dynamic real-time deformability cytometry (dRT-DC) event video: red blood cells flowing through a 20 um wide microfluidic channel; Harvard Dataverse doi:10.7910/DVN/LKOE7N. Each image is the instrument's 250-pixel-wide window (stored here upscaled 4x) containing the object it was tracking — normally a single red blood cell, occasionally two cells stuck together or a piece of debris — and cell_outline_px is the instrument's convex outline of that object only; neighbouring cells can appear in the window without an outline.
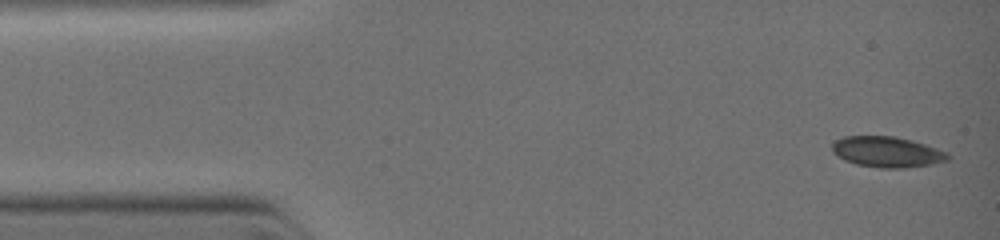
{"species": "common noctule bat (a hibernating species)", "species_latin": "Nyctalus noctula", "temperature_condition": "warm", "stored_images_in_passage": 27, "camera_frame_rate_fps": 3000, "um_per_image_px": 0.085, "animal": {"sex": "female", "body_mass_g": 19.0, "forearm_length_mm": 51.5}, "frame": {"image": 1, "passage_image": 1, "time_ms": 0.0, "image_size_px": [1000, 240], "cell_outline_px": [[952, 156], [948, 160], [928, 164], [904, 168], [880, 168], [856, 164], [844, 160], [836, 156], [832, 152], [832, 144], [836, 140], [844, 136], [896, 136], [912, 140], [948, 152]], "centroid_in_image_um": [75.38, 12.91], "position_along_channel_um": 9.6, "area_um2": 20.75}}
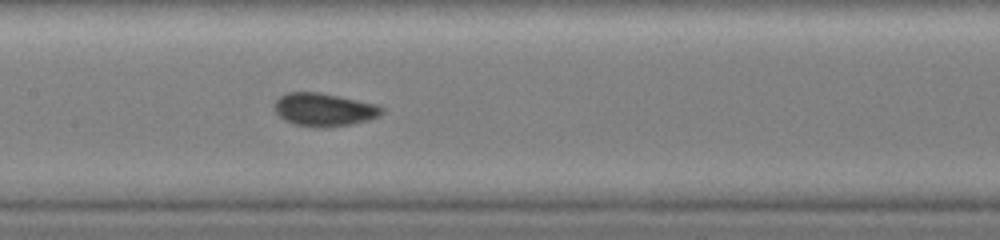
{"frame": {"image": 2, "passage_image": 13, "time_ms": 5.0, "image_size_px": [1000, 240], "cell_outline_px": [[384, 108], [376, 116], [368, 120], [348, 124], [324, 128], [320, 128], [296, 124], [284, 120], [276, 112], [272, 104], [280, 96], [288, 92], [320, 92], [376, 104]], "centroid_in_image_um": [27.48, 9.31], "position_along_channel_um": 179.9, "area_um2": 20.46}}
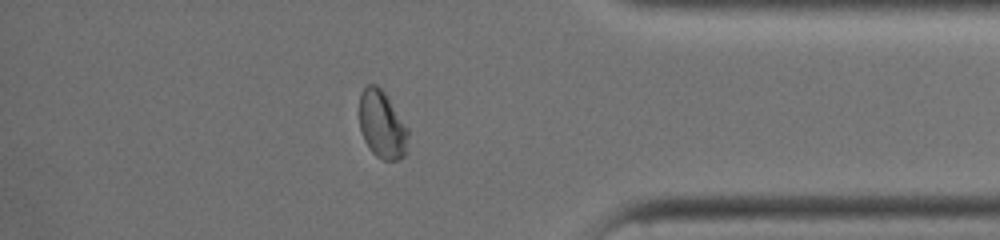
{"frame": {"image": 3, "passage_image": 23, "time_ms": 9.333, "image_size_px": [1000, 240], "cell_outline_px": [[408, 136], [404, 156], [396, 160], [384, 160], [376, 156], [368, 148], [360, 132], [360, 92], [368, 84], [376, 84], [384, 92], [408, 128]], "centroid_in_image_um": [32.45, 10.6], "position_along_channel_um": 402.7, "area_um2": 19.13}}